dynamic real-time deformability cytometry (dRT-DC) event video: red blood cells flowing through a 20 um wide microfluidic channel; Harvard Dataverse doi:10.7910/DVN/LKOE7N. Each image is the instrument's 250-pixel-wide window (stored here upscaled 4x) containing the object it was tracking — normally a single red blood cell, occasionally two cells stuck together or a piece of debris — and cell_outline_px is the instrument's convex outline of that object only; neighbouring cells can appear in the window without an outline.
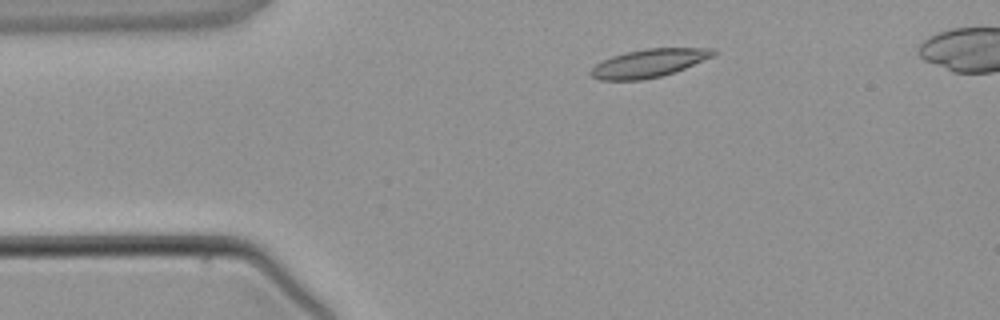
{"species": "common noctule bat (a hibernating species)", "species_latin": "Nyctalus noctula", "temperature_condition": "warm", "stored_images_in_passage": 4, "camera_frame_rate_fps": 3000, "um_per_image_px": 0.085, "animal": {"sex": "male", "body_mass_g": 21.5, "forearm_length_mm": 52.0}, "frame": {"image": 1, "passage_image": 2, "time_ms": 1.333, "image_size_px": [1000, 320], "cell_outline_px": [[716, 52], [712, 56], [676, 72], [660, 76], [640, 80], [600, 80], [592, 76], [588, 72], [596, 64], [612, 56], [628, 52], [648, 48], [716, 48]], "centroid_in_image_um": [55.15, 5.37], "position_along_channel_um": 29.9, "area_um2": 19.88}}